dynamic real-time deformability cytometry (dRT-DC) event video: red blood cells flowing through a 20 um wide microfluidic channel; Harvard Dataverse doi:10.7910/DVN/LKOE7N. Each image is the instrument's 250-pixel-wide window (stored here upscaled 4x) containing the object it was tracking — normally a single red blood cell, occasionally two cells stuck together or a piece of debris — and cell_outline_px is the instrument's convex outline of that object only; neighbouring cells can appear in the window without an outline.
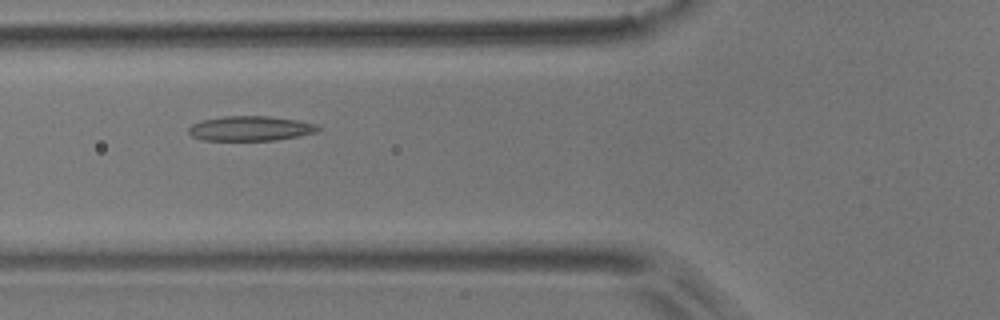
{"species": "common noctule bat (a hibernating species)", "species_latin": "Nyctalus noctula", "temperature_condition": "room temperature", "stored_images_in_passage": 10, "camera_frame_rate_fps": 3000, "um_per_image_px": 0.085, "animal": {"sex": "male", "body_mass_g": 17.9}, "frame": {"image": 1, "passage_image": 5, "time_ms": 1.333, "image_size_px": [1000, 320], "cell_outline_px": [[320, 128], [316, 132], [300, 136], [276, 140], [204, 140], [192, 136], [188, 132], [188, 128], [192, 124], [200, 120], [224, 116], [268, 116], [296, 120], [316, 124]], "centroid_in_image_um": [21.26, 10.91], "position_along_channel_um": 104.5, "area_um2": 18.67}}
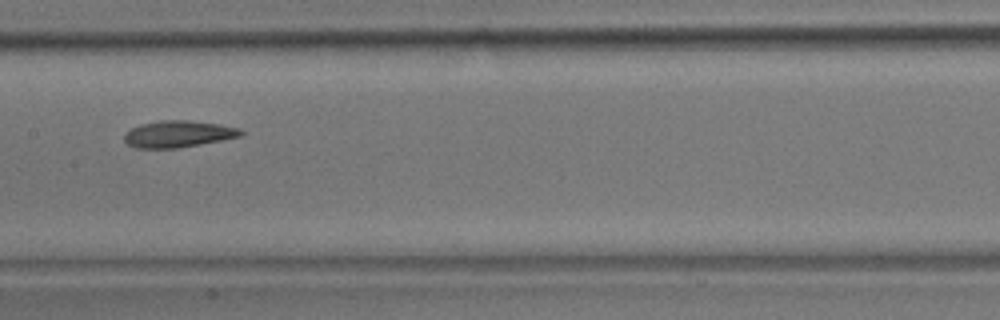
{"frame": {"image": 2, "passage_image": 7, "time_ms": 2.0, "image_size_px": [1000, 320], "cell_outline_px": [[244, 132], [240, 136], [180, 148], [136, 148], [128, 144], [124, 140], [124, 132], [140, 124], [160, 120], [188, 120], [220, 124], [240, 128]], "centroid_in_image_um": [15.12, 11.38], "position_along_channel_um": 192.3, "area_um2": 18.15}}
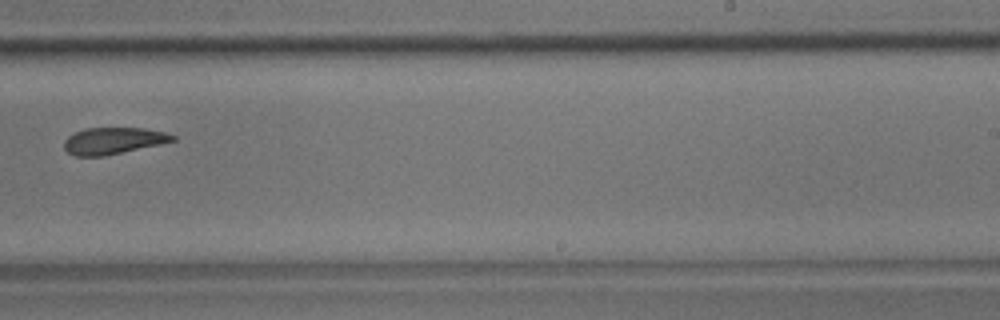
{"frame": {"image": 3, "passage_image": 9, "time_ms": 2.667, "image_size_px": [1000, 320], "cell_outline_px": [[176, 140], [160, 144], [104, 156], [72, 156], [64, 148], [64, 140], [68, 136], [84, 128], [144, 128], [164, 132], [176, 136]], "centroid_in_image_um": [9.61, 11.96], "position_along_channel_um": 279.4, "area_um2": 16.82}}